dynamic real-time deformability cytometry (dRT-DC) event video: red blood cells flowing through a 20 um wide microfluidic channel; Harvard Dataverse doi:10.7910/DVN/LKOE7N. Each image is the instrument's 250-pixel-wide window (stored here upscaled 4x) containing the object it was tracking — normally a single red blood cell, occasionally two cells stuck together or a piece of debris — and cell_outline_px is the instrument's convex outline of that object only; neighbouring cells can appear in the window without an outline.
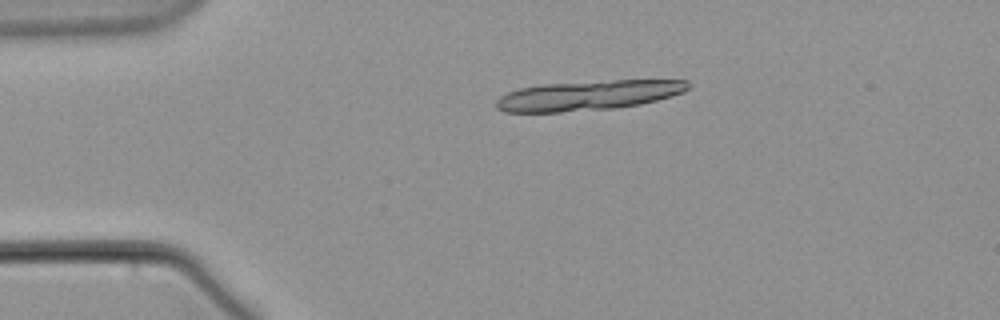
{"species": "common noctule bat (a hibernating species)", "species_latin": "Nyctalus noctula", "temperature_condition": "warm", "stored_images_in_passage": 12, "camera_frame_rate_fps": 3000, "um_per_image_px": 0.085, "animal": {"sex": "male", "body_mass_g": 21.5, "forearm_length_mm": 52.0}, "frame": {"image": 1, "passage_image": 1, "time_ms": 0.0, "image_size_px": [1000, 320], "cell_outline_px": [[688, 88], [684, 92], [672, 96], [640, 104], [616, 108], [560, 112], [504, 112], [496, 108], [492, 104], [500, 96], [508, 92], [520, 88], [544, 84], [616, 80], [688, 80]], "centroid_in_image_um": [49.95, 8.11], "position_along_channel_um": 35.0, "area_um2": 33.29}}